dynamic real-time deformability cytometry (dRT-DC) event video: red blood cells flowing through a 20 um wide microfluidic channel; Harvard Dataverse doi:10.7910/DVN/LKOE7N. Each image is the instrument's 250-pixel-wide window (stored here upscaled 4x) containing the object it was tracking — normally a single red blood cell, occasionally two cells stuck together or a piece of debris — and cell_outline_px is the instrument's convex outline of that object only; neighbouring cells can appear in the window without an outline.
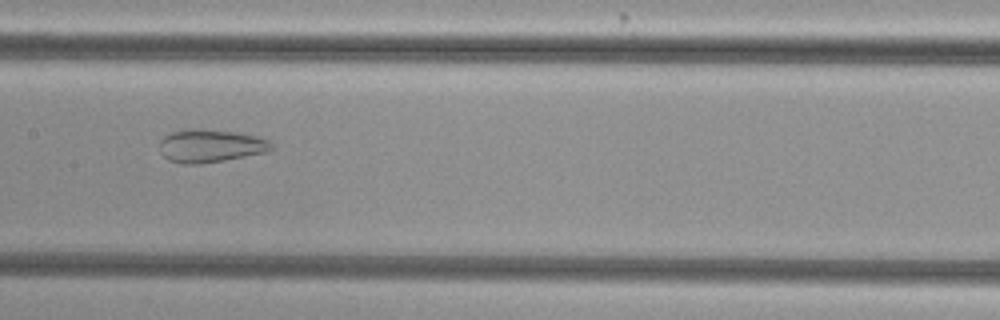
{"species": "common noctule bat (a hibernating species)", "species_latin": "Nyctalus noctula", "temperature_condition": "cold", "stored_images_in_passage": 54, "camera_frame_rate_fps": 3000, "um_per_image_px": 0.085, "animal": {"sex": "female", "body_mass_g": 29.2, "forearm_length_mm": 56.3}, "frame": {"image": 1, "passage_image": 28, "time_ms": 9.0, "image_size_px": [1000, 320], "cell_outline_px": [[272, 148], [268, 152], [224, 160], [200, 164], [180, 164], [168, 160], [160, 152], [160, 140], [164, 136], [172, 132], [188, 128], [196, 128], [236, 132], [256, 136], [268, 140], [272, 144]], "centroid_in_image_um": [17.86, 12.4], "position_along_channel_um": 189.5, "area_um2": 21.62}}
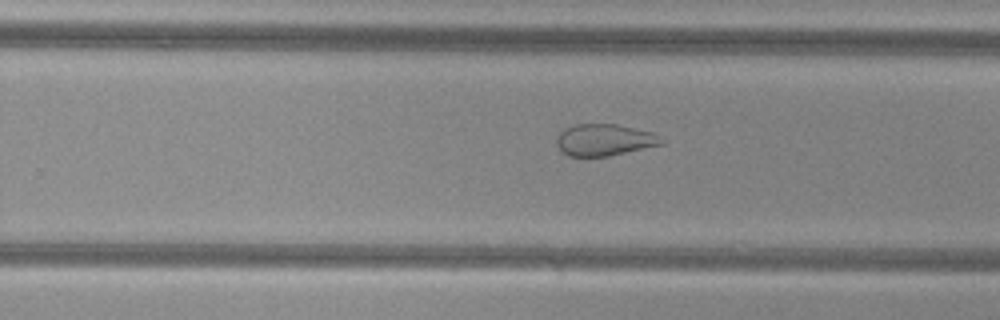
{"frame": {"image": 2, "passage_image": 35, "time_ms": 11.333, "image_size_px": [1000, 320], "cell_outline_px": [[664, 144], [608, 156], [568, 156], [560, 152], [556, 144], [556, 136], [564, 128], [576, 124], [616, 124], [652, 132], [664, 140]], "centroid_in_image_um": [51.33, 11.89], "position_along_channel_um": 278.5, "area_um2": 19.48}}
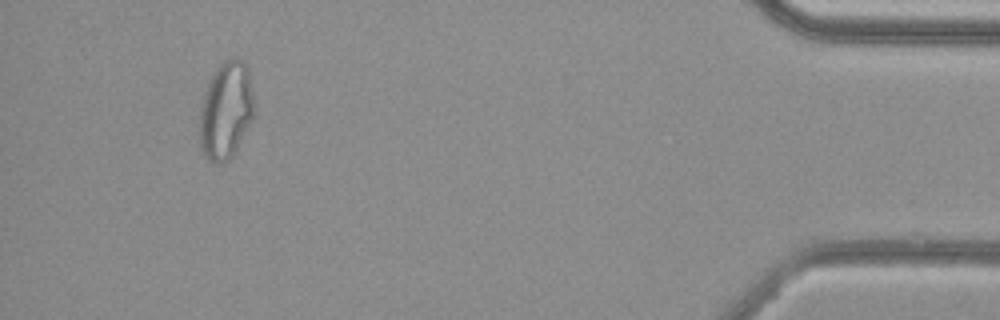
{"frame": {"image": 3, "passage_image": 51, "time_ms": 16.667, "image_size_px": [1000, 320], "cell_outline_px": [[256, 108], [252, 120], [232, 156], [224, 164], [216, 164], [208, 160], [204, 156], [200, 148], [200, 108], [204, 92], [208, 80], [216, 68], [228, 56], [232, 56], [244, 60], [248, 64]], "centroid_in_image_um": [19.22, 9.34], "position_along_channel_um": 416.0, "area_um2": 31.85}, "authors_computed_cell_mechanics": {"area_um2": 29.7959, "velocity_mm_per_s": 3.8277, "shape_relaxation_time_tau1_ms": null, "shape_relaxation_time_tau2_ms": 1.1425, "deformation_change_tau1": null, "deformation_change_tau2": 0.0801}}